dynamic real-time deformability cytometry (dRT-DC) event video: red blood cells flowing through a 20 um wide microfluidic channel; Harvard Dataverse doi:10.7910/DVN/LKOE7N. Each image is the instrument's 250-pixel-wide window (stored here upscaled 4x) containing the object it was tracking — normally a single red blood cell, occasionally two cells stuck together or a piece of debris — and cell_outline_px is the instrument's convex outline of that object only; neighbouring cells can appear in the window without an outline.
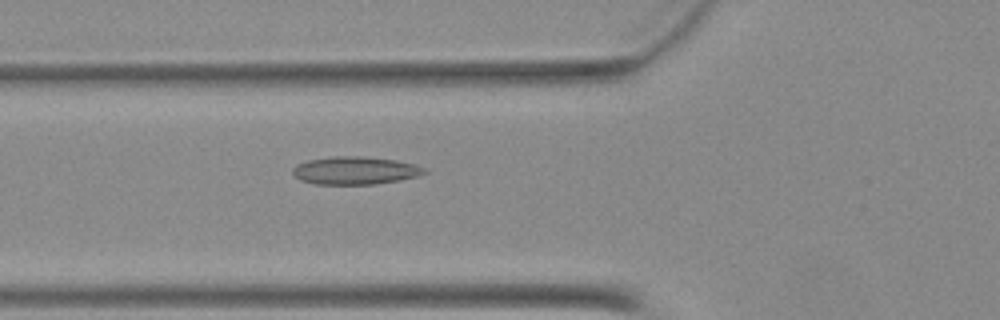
{"species": "Egyptian fruit bat (a non-hibernating species)", "species_latin": "Rousettus aegyptiacus", "temperature_condition": "warm", "stored_images_in_passage": 41, "camera_frame_rate_fps": 3000, "um_per_image_px": 0.085, "animal": {"sex": "female"}, "frame": {"image": 1, "passage_image": 9, "time_ms": 2.667, "image_size_px": [1000, 320], "cell_outline_px": [[428, 172], [416, 176], [400, 180], [376, 184], [316, 184], [300, 180], [292, 172], [292, 168], [296, 164], [308, 160], [332, 156], [368, 156], [396, 160], [416, 164], [424, 168]], "centroid_in_image_um": [30.19, 14.48], "position_along_channel_um": 95.6, "area_um2": 21.5}}
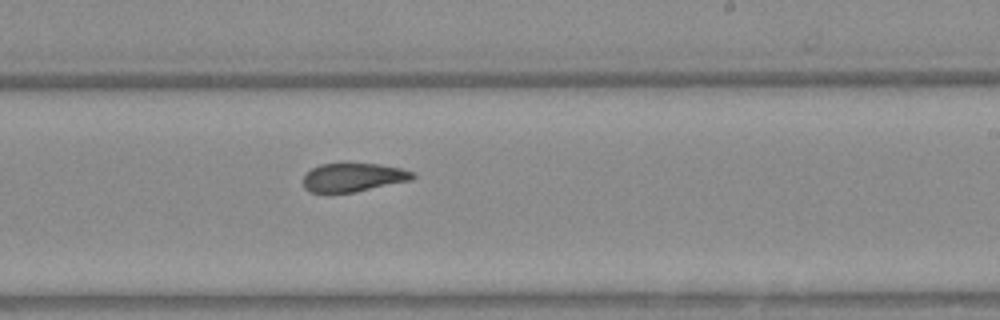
{"frame": {"image": 2, "passage_image": 21, "time_ms": 6.667, "image_size_px": [1000, 320], "cell_outline_px": [[416, 176], [412, 180], [356, 192], [308, 192], [304, 188], [304, 176], [312, 168], [320, 164], [380, 164], [400, 168], [412, 172]], "centroid_in_image_um": [30.04, 15.08], "position_along_channel_um": 259.0, "area_um2": 18.09}}
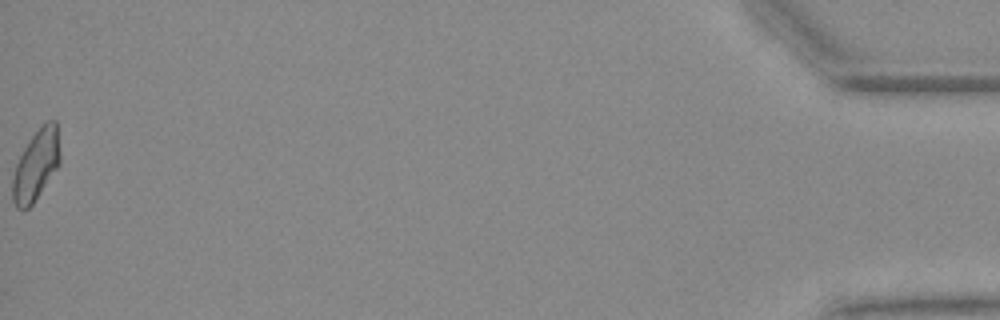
{"frame": {"image": 3, "passage_image": 41, "time_ms": 13.333, "image_size_px": [1000, 320], "cell_outline_px": [[60, 164], [32, 204], [24, 212], [16, 208], [12, 200], [12, 180], [16, 164], [28, 140], [48, 120], [56, 120], [60, 152]], "centroid_in_image_um": [3.05, 14.07], "position_along_channel_um": 432.1, "area_um2": 19.48}}